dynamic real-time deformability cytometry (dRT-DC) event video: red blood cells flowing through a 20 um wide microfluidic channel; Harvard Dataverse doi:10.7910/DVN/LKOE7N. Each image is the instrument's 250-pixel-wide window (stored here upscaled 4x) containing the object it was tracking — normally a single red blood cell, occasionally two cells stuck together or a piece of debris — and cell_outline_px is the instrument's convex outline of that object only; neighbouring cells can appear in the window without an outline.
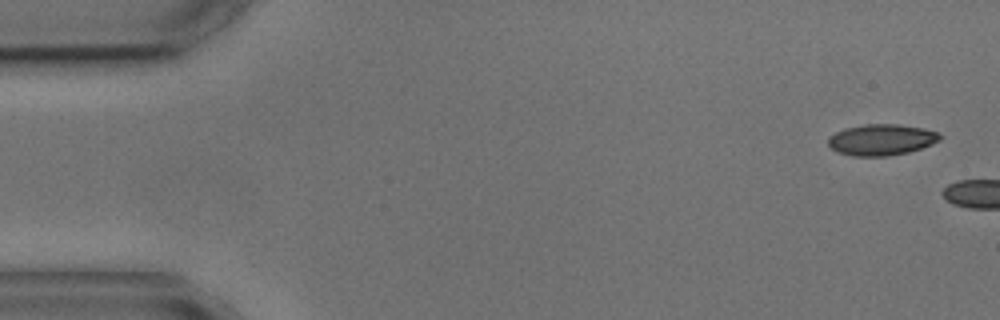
{"species": "common noctule bat (a hibernating species)", "species_latin": "Nyctalus noctula", "temperature_condition": "cold", "stored_images_in_passage": 2, "camera_frame_rate_fps": 3000, "um_per_image_px": 0.085, "animal": {"sex": "male", "body_mass_g": 17.9, "forearm_length_mm": 54.2}, "frame": {"image": 1, "passage_image": 1, "time_ms": 0.0, "image_size_px": [1000, 320], "cell_outline_px": [[944, 136], [940, 140], [932, 144], [908, 152], [888, 156], [852, 156], [836, 152], [828, 144], [828, 136], [844, 128], [864, 124], [900, 124], [924, 128], [936, 132]], "centroid_in_image_um": [74.91, 11.87], "position_along_channel_um": 10.1, "area_um2": 20.46}}